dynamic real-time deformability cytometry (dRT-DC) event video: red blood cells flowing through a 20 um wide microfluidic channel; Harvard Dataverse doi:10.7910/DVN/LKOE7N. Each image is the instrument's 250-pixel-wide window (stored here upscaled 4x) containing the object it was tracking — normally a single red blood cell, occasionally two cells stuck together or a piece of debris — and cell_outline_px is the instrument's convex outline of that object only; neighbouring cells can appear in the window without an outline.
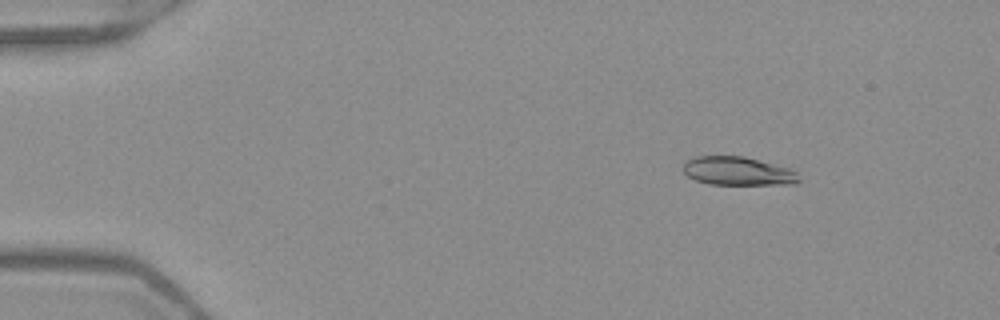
{"species": "Egyptian fruit bat (a non-hibernating species)", "species_latin": "Rousettus aegyptiacus", "temperature_condition": "warm", "stored_images_in_passage": 48, "camera_frame_rate_fps": 3000, "um_per_image_px": 0.085, "frame": {"image": 1, "passage_image": 4, "time_ms": 1.0, "image_size_px": [1000, 320], "cell_outline_px": [[800, 180], [796, 184], [708, 184], [696, 180], [688, 176], [684, 172], [684, 164], [688, 160], [696, 156], [744, 156], [788, 168], [796, 172]], "centroid_in_image_um": [62.72, 14.54], "position_along_channel_um": 22.3, "area_um2": 19.02}}
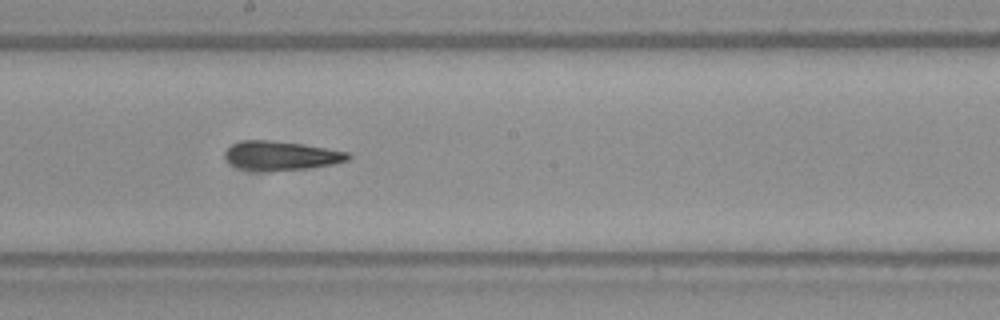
{"frame": {"image": 2, "passage_image": 26, "time_ms": 8.333, "image_size_px": [1000, 320], "cell_outline_px": [[352, 156], [348, 160], [332, 164], [312, 168], [240, 168], [232, 164], [224, 156], [224, 152], [232, 144], [244, 140], [276, 140], [304, 144], [348, 152]], "centroid_in_image_um": [23.94, 13.17], "position_along_channel_um": 224.3, "area_um2": 20.06}}
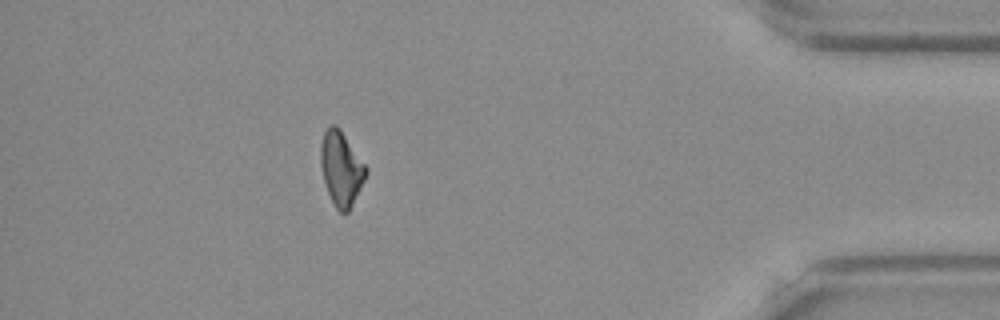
{"frame": {"image": 3, "passage_image": 43, "time_ms": 14.0, "image_size_px": [1000, 320], "cell_outline_px": [[368, 172], [348, 212], [340, 212], [336, 208], [328, 192], [324, 180], [320, 164], [320, 144], [324, 132], [332, 124], [336, 124], [340, 128], [368, 168]], "centroid_in_image_um": [29.0, 14.29], "position_along_channel_um": 406.2, "area_um2": 19.42}, "authors_computed_cell_mechanics": {"area_um2": 20.1433, "velocity_mm_per_s": 3.9967, "shape_relaxation_time_tau1_ms": null, "shape_relaxation_time_tau2_ms": 4.1618, "deformation_change_tau1": null, "deformation_change_tau2": 0.1203}}